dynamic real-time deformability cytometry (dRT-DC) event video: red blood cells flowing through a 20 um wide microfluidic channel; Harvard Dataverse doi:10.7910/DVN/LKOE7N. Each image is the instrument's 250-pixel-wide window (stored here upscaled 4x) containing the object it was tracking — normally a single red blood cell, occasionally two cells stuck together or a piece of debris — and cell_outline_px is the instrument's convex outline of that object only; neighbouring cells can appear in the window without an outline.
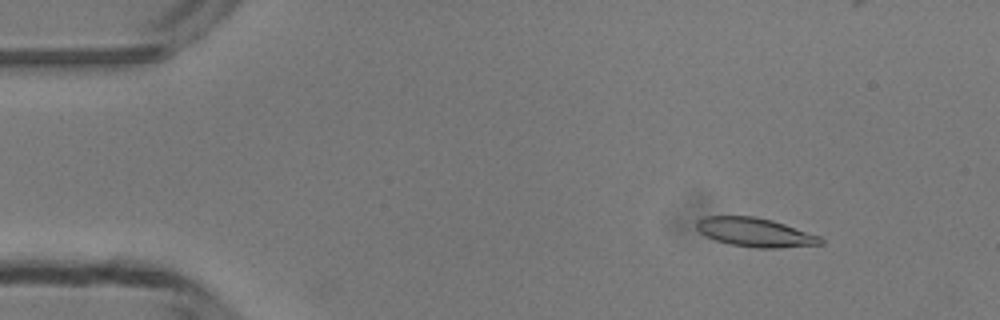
{"species": "common noctule bat (a hibernating species)", "species_latin": "Nyctalus noctula", "temperature_condition": "room temperature", "stored_images_in_passage": 44, "camera_frame_rate_fps": 3000, "um_per_image_px": 0.085, "animal": {"sex": "male", "body_mass_g": 13.3}, "frame": {"image": 1, "passage_image": 5, "time_ms": 1.333, "image_size_px": [1000, 320], "cell_outline_px": [[824, 244], [780, 248], [756, 248], [732, 244], [716, 240], [700, 232], [696, 228], [696, 220], [704, 216], [756, 216], [772, 220], [820, 236], [824, 240]], "centroid_in_image_um": [64.2, 19.74], "position_along_channel_um": 20.8, "area_um2": 20.87}}
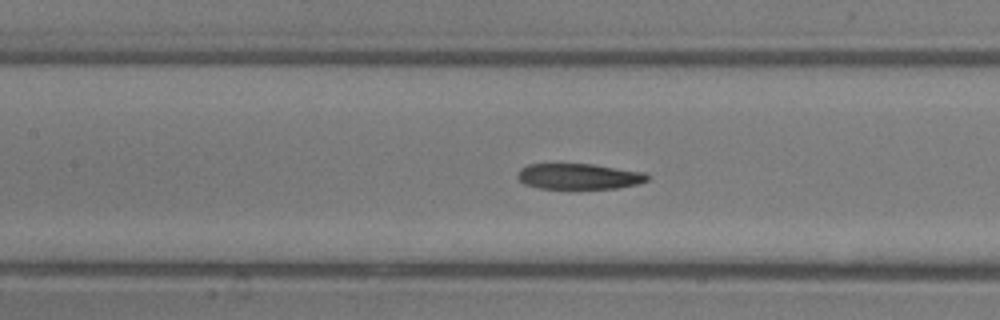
{"frame": {"image": 2, "passage_image": 21, "time_ms": 6.667, "image_size_px": [1000, 320], "cell_outline_px": [[648, 180], [636, 184], [616, 188], [540, 188], [524, 184], [516, 176], [516, 172], [520, 168], [528, 164], [592, 164], [644, 172], [648, 176]], "centroid_in_image_um": [49.15, 14.98], "position_along_channel_um": 158.2, "area_um2": 19.31}}
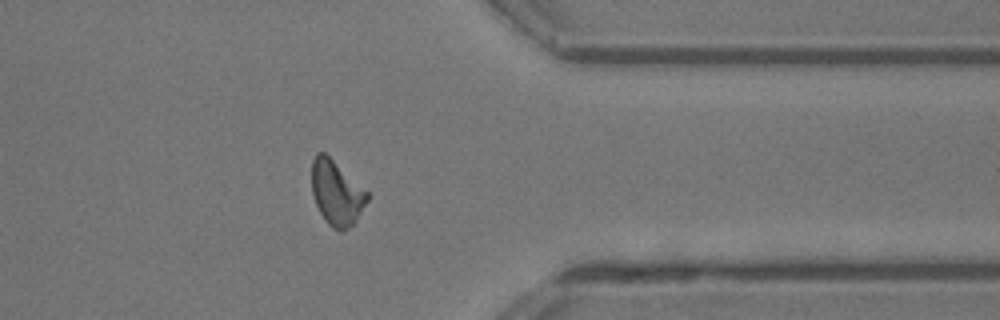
{"frame": {"image": 3, "passage_image": 38, "time_ms": 12.333, "image_size_px": [1000, 320], "cell_outline_px": [[368, 200], [356, 220], [344, 232], [340, 232], [332, 228], [324, 220], [316, 204], [312, 192], [312, 160], [316, 152], [324, 152], [368, 192]], "centroid_in_image_um": [28.59, 16.42], "position_along_channel_um": 382.8, "area_um2": 20.75}, "authors_computed_cell_mechanics": {"area_um2": 20.9525, "velocity_mm_per_s": 4.1849, "shape_relaxation_time_tau1_ms": null, "shape_relaxation_time_tau2_ms": 6.8717, "deformation_change_tau1": null, "deformation_change_tau2": 0.1903}}